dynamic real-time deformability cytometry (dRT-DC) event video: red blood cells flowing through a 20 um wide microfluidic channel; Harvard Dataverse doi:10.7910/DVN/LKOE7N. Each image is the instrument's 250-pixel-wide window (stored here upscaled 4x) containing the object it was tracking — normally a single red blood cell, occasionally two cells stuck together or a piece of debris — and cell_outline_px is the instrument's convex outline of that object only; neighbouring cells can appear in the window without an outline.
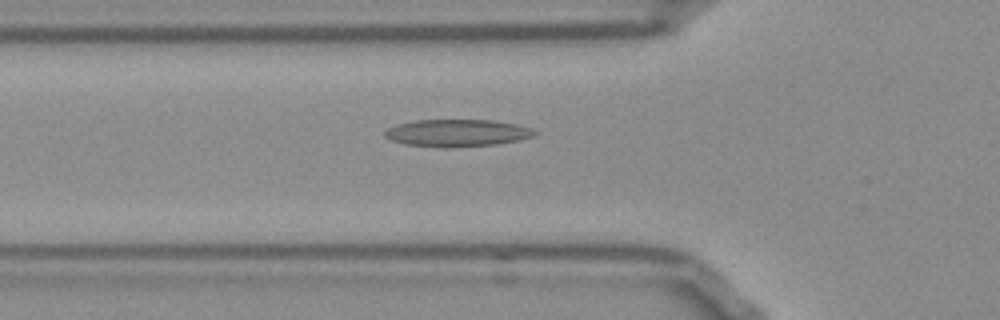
{"species": "Egyptian fruit bat (a non-hibernating species)", "species_latin": "Rousettus aegyptiacus", "temperature_condition": "room temperature", "stored_images_in_passage": 39, "camera_frame_rate_fps": 3000, "um_per_image_px": 0.085, "frame": {"image": 1, "passage_image": 3, "time_ms": 0.667, "image_size_px": [1000, 320], "cell_outline_px": [[540, 132], [532, 136], [516, 140], [496, 144], [404, 144], [392, 140], [384, 136], [384, 132], [388, 128], [396, 124], [416, 120], [492, 120], [516, 124], [532, 128]], "centroid_in_image_um": [38.88, 11.23], "position_along_channel_um": 86.9, "area_um2": 22.43}}
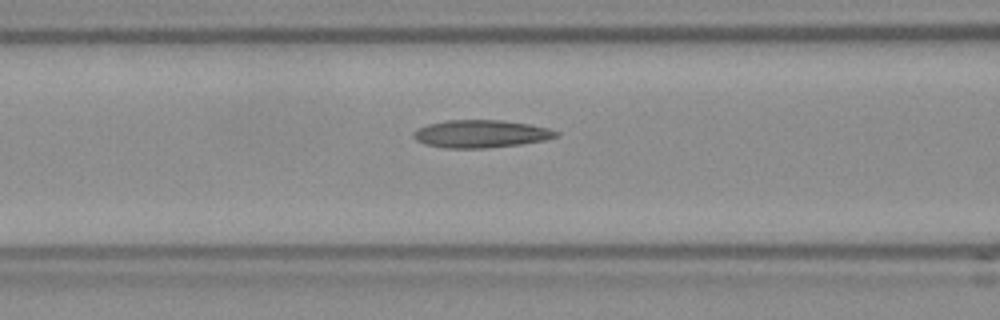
{"frame": {"image": 2, "passage_image": 6, "time_ms": 1.667, "image_size_px": [1000, 320], "cell_outline_px": [[560, 136], [544, 140], [520, 144], [488, 148], [444, 148], [424, 144], [416, 140], [412, 136], [412, 132], [416, 128], [428, 124], [448, 120], [500, 120], [528, 124], [548, 128], [560, 132]], "centroid_in_image_um": [40.85, 11.38], "position_along_channel_um": 125.8, "area_um2": 23.12}}
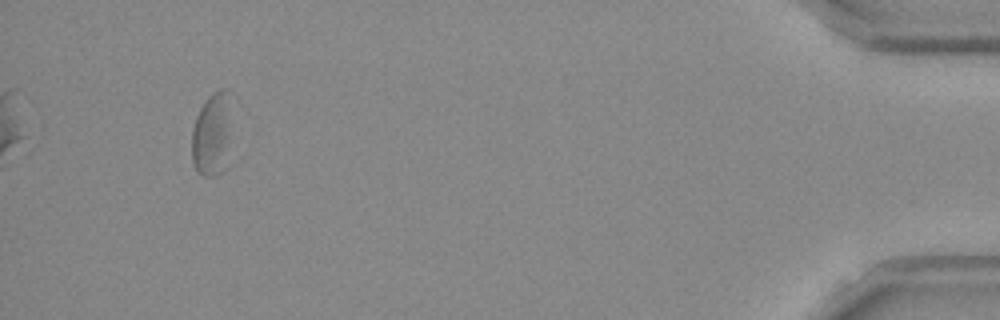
{"frame": {"image": 3, "passage_image": 35, "time_ms": 11.333, "image_size_px": [1000, 320], "cell_outline_px": [[240, 100], [220, 172], [216, 176], [204, 176], [196, 172], [192, 160], [192, 128], [196, 116], [204, 100], [212, 92], [220, 88], [228, 88]], "centroid_in_image_um": [18.14, 11.15], "position_along_channel_um": 417.1, "area_um2": 21.04}, "authors_computed_cell_mechanics": {"area_um2": 22.1374, "velocity_mm_per_s": 3.7936, "shape_relaxation_time_tau1_ms": null, "shape_relaxation_time_tau2_ms": 5.7054, "deformation_change_tau1": null, "deformation_change_tau2": 0.1563}}